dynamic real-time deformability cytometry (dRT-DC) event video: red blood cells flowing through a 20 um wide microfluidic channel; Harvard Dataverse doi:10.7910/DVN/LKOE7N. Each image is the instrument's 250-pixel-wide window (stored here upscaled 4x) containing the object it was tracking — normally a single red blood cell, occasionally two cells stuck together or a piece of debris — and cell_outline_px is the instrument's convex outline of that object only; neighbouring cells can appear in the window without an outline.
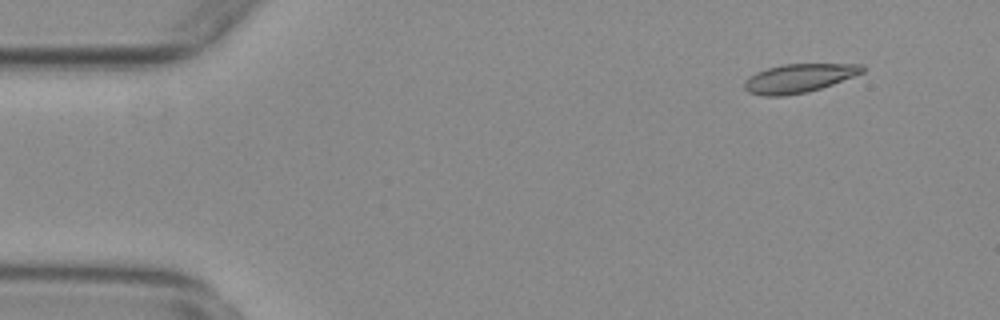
{"species": "common noctule bat (a hibernating species)", "species_latin": "Nyctalus noctula", "temperature_condition": "warm", "stored_images_in_passage": 51, "camera_frame_rate_fps": 3000, "um_per_image_px": 0.085, "animal": {"sex": "female", "body_mass_g": 29.2, "forearm_length_mm": 56.3}, "frame": {"image": 1, "passage_image": 1, "time_ms": 0.0, "image_size_px": [1000, 320], "cell_outline_px": [[864, 72], [832, 84], [808, 92], [784, 96], [764, 96], [748, 92], [744, 88], [744, 80], [748, 76], [756, 72], [768, 68], [784, 64], [864, 64]], "centroid_in_image_um": [67.87, 6.65], "position_along_channel_um": 17.1, "area_um2": 19.71}}
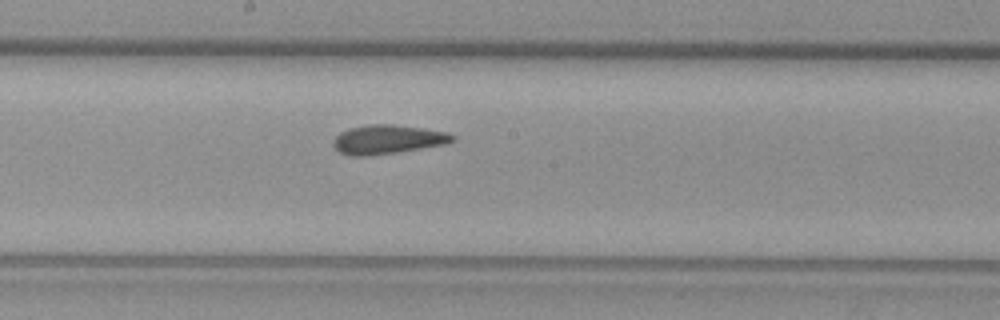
{"frame": {"image": 2, "passage_image": 25, "time_ms": 8.0, "image_size_px": [1000, 320], "cell_outline_px": [[456, 140], [448, 144], [396, 152], [368, 156], [348, 156], [340, 152], [332, 144], [332, 140], [340, 132], [348, 128], [368, 124], [392, 124], [424, 128], [448, 132], [456, 136]], "centroid_in_image_um": [32.96, 11.84], "position_along_channel_um": 215.2, "area_um2": 20.46}}
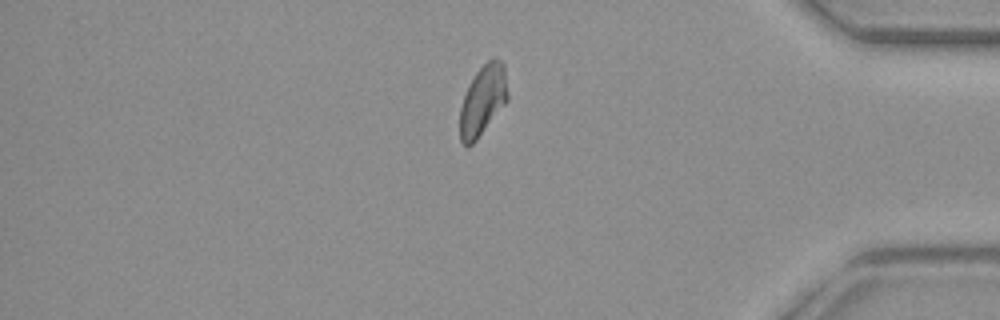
{"frame": {"image": 3, "passage_image": 42, "time_ms": 13.667, "image_size_px": [1000, 320], "cell_outline_px": [[508, 100], [476, 140], [468, 148], [460, 140], [460, 108], [464, 96], [476, 72], [488, 60], [500, 60], [504, 64], [508, 92]], "centroid_in_image_um": [41.04, 8.55], "position_along_channel_um": 394.2, "area_um2": 19.19}, "authors_computed_cell_mechanics": {"area_um2": 20.0566, "velocity_mm_per_s": 3.7346, "shape_relaxation_time_tau1_ms": 7.7298, "shape_relaxation_time_tau2_ms": 1.9691, "deformation_change_tau1": 0.1847, "deformation_change_tau2": 0.0927}}